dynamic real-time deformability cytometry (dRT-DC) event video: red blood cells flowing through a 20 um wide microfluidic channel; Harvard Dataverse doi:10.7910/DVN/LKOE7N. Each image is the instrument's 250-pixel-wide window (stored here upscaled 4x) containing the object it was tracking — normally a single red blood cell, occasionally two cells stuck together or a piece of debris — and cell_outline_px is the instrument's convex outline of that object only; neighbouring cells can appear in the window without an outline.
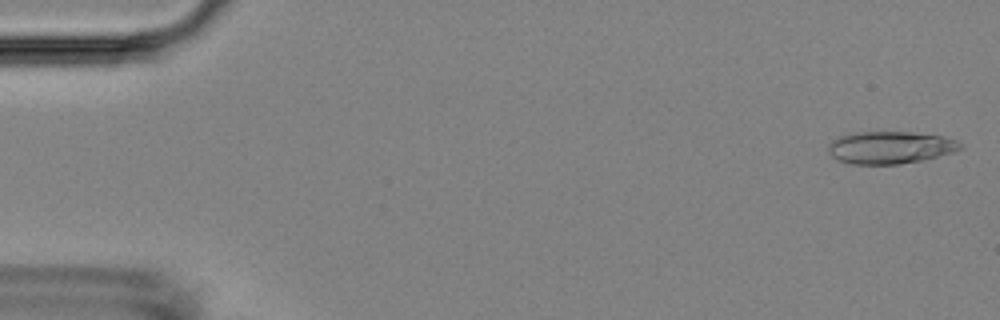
{"species": "Egyptian fruit bat (a non-hibernating species)", "species_latin": "Rousettus aegyptiacus", "temperature_condition": "room temperature", "stored_images_in_passage": 19, "camera_frame_rate_fps": 3000, "um_per_image_px": 0.085, "animal": {"sex": "female"}, "frame": {"image": 1, "passage_image": 1, "time_ms": 0.0, "image_size_px": [1000, 320], "cell_outline_px": [[964, 144], [960, 148], [952, 152], [920, 160], [900, 164], [852, 164], [836, 160], [828, 152], [828, 144], [832, 140], [840, 136], [856, 132], [912, 132], [940, 136], [956, 140]], "centroid_in_image_um": [75.61, 12.53], "position_along_channel_um": 9.4, "area_um2": 24.74}}
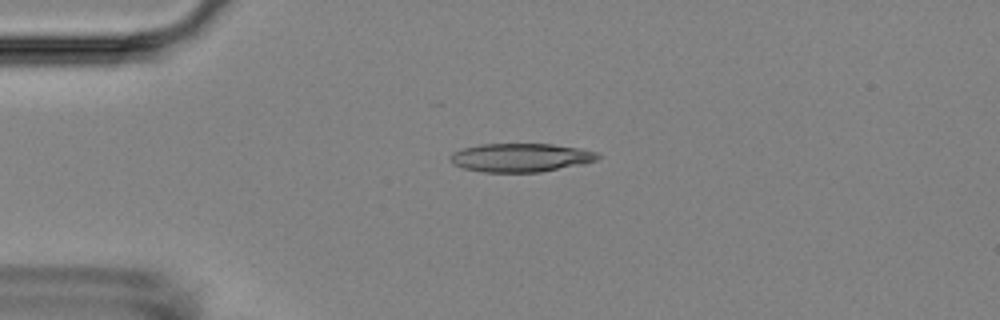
{"frame": {"image": 2, "passage_image": 12, "time_ms": 3.667, "image_size_px": [1000, 320], "cell_outline_px": [[600, 156], [596, 160], [584, 164], [540, 172], [480, 172], [464, 168], [452, 164], [448, 156], [452, 152], [464, 148], [480, 144], [552, 144], [580, 148], [596, 152]], "centroid_in_image_um": [44.23, 13.4], "position_along_channel_um": 40.8, "area_um2": 24.68}}
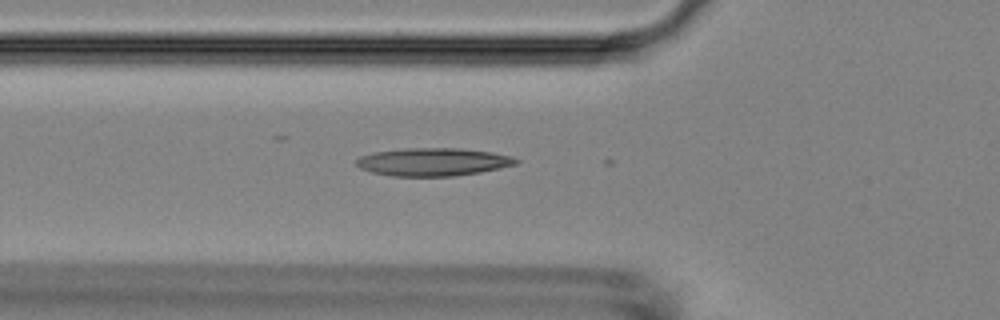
{"frame": {"image": 3, "passage_image": 18, "time_ms": 5.667, "image_size_px": [1000, 320], "cell_outline_px": [[520, 160], [516, 164], [500, 168], [480, 172], [452, 176], [392, 176], [372, 172], [360, 168], [356, 164], [356, 160], [360, 156], [372, 152], [404, 148], [460, 148], [492, 152], [512, 156]], "centroid_in_image_um": [36.81, 13.75], "position_along_channel_um": 89.0, "area_um2": 26.07}}